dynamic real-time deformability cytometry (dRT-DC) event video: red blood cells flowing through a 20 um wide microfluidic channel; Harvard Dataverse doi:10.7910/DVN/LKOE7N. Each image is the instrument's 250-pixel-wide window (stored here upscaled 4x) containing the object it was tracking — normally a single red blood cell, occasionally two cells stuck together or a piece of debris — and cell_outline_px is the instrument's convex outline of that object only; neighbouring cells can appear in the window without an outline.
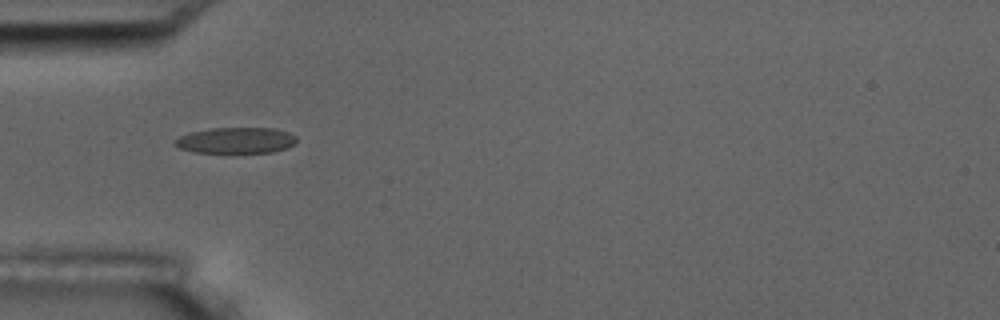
{"species": "common noctule bat (a hibernating species)", "species_latin": "Nyctalus noctula", "temperature_condition": "room temperature", "stored_images_in_passage": 2, "camera_frame_rate_fps": 3000, "um_per_image_px": 0.085, "animal": {"sex": "male", "body_mass_g": 17.5, "forearm_length_mm": 52.3}, "frame": {"image": 1, "passage_image": 1, "time_ms": 0.0, "image_size_px": [1000, 320], "cell_outline_px": [[296, 144], [288, 148], [272, 152], [236, 156], [196, 152], [180, 148], [172, 144], [180, 136], [192, 132], [212, 128], [276, 128], [288, 132], [296, 136]], "centroid_in_image_um": [20.1, 11.99], "position_along_channel_um": 64.9, "area_um2": 19.42}}